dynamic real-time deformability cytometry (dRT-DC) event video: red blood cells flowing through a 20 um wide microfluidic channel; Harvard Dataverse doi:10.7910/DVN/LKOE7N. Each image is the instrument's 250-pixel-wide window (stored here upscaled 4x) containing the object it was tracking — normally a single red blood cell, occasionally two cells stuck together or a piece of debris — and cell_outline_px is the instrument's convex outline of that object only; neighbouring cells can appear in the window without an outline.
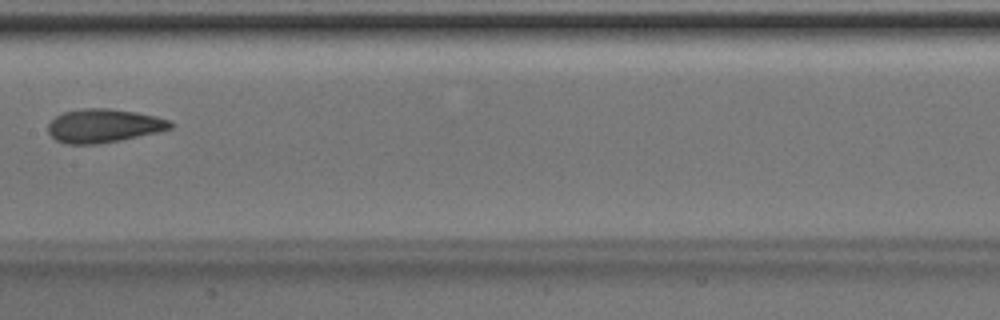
{"species": "Egyptian fruit bat (a non-hibernating species)", "species_latin": "Rousettus aegyptiacus", "temperature_condition": "room temperature", "stored_images_in_passage": 7, "camera_frame_rate_fps": 3000, "um_per_image_px": 0.085, "animal": {"sex": "male"}, "frame": {"image": 1, "passage_image": 7, "time_ms": 2.0, "image_size_px": [1000, 320], "cell_outline_px": [[172, 128], [156, 132], [120, 140], [96, 144], [68, 144], [56, 140], [48, 132], [48, 124], [56, 116], [64, 112], [88, 108], [108, 108], [136, 112], [156, 116], [168, 120], [172, 124]], "centroid_in_image_um": [8.79, 10.69], "position_along_channel_um": 198.6, "area_um2": 23.64}}